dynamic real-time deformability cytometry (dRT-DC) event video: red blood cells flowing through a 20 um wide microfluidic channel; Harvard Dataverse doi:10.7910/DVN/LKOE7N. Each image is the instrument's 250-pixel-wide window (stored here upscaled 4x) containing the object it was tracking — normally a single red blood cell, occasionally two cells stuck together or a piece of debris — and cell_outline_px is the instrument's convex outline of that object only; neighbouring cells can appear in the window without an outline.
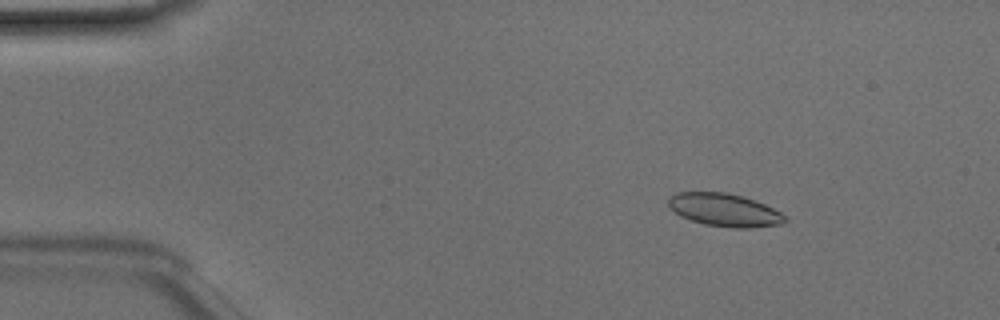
{"species": "Egyptian fruit bat (a non-hibernating species)", "species_latin": "Rousettus aegyptiacus", "temperature_condition": "room temperature", "stored_images_in_passage": 43, "camera_frame_rate_fps": 3000, "um_per_image_px": 0.085, "animal": {"sex": "male"}, "frame": {"image": 1, "passage_image": 1, "time_ms": 0.0, "image_size_px": [1000, 320], "cell_outline_px": [[788, 220], [780, 224], [752, 228], [732, 228], [704, 224], [680, 216], [668, 208], [668, 196], [676, 192], [724, 192], [740, 196], [764, 204], [780, 212]], "centroid_in_image_um": [61.52, 17.85], "position_along_channel_um": 23.5, "area_um2": 22.31}}
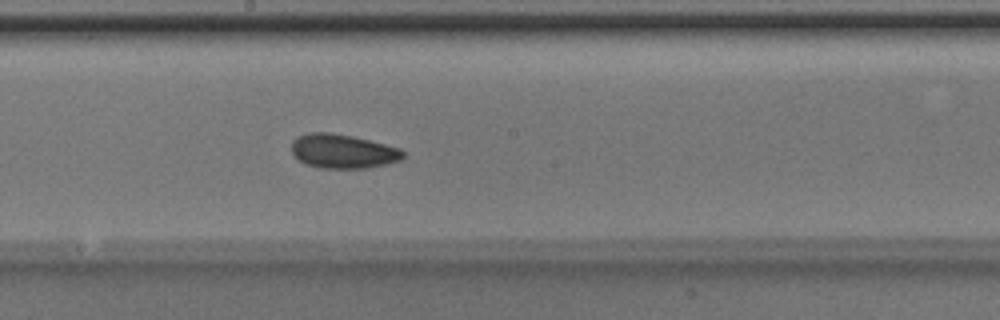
{"frame": {"image": 2, "passage_image": 21, "time_ms": 6.667, "image_size_px": [1000, 320], "cell_outline_px": [[404, 156], [400, 160], [388, 164], [368, 168], [320, 168], [304, 164], [292, 152], [292, 140], [296, 136], [308, 132], [328, 132], [352, 136], [400, 148], [404, 152]], "centroid_in_image_um": [29.13, 12.86], "position_along_channel_um": 219.1, "area_um2": 22.25}}
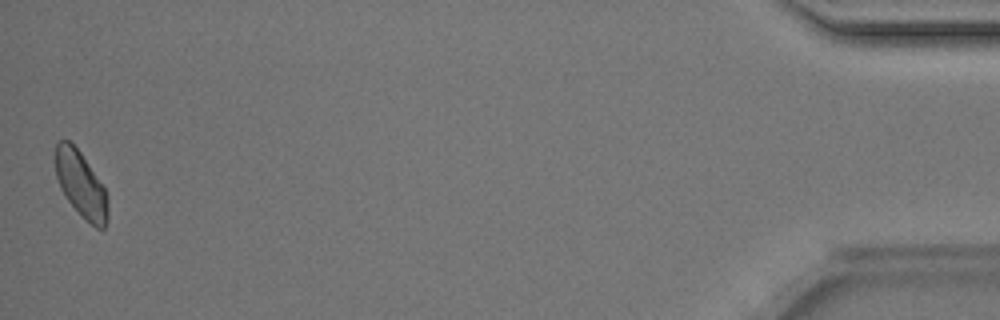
{"frame": {"image": 3, "passage_image": 43, "time_ms": 14.0, "image_size_px": [1000, 320], "cell_outline_px": [[108, 216], [104, 228], [96, 228], [80, 216], [68, 200], [60, 188], [56, 176], [56, 144], [60, 140], [68, 140], [80, 152], [104, 188], [108, 196]], "centroid_in_image_um": [6.89, 15.72], "position_along_channel_um": 428.3, "area_um2": 19.88}, "authors_computed_cell_mechanics": {"area_um2": 20.9814, "velocity_mm_per_s": 4.1083, "shape_relaxation_time_tau1_ms": 2.411, "shape_relaxation_time_tau2_ms": 7.8911, "deformation_change_tau1": 0.0763, "deformation_change_tau2": 0.1249}}